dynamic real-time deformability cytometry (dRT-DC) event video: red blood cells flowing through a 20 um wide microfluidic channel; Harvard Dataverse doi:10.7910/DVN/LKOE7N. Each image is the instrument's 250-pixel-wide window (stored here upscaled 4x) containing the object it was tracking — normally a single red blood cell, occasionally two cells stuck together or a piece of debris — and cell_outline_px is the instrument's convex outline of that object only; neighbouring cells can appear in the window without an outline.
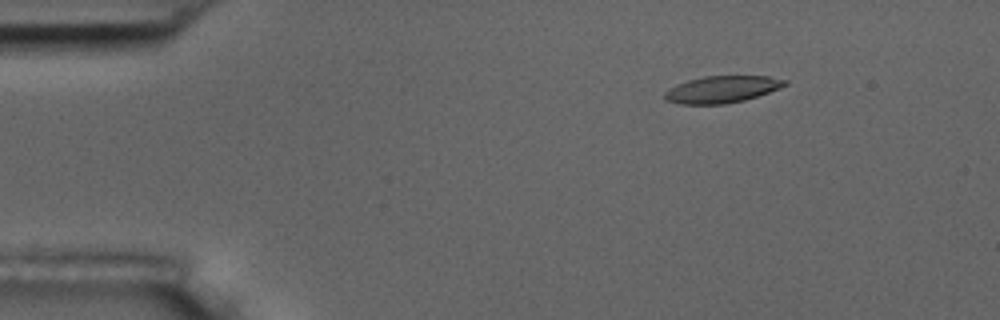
{"species": "common noctule bat (a hibernating species)", "species_latin": "Nyctalus noctula", "temperature_condition": "room temperature", "stored_images_in_passage": 10, "camera_frame_rate_fps": 3000, "um_per_image_px": 0.085, "animal": {"sex": "male", "body_mass_g": 17.5, "forearm_length_mm": 52.3}, "frame": {"image": 1, "passage_image": 2, "time_ms": 1.333, "image_size_px": [1000, 320], "cell_outline_px": [[788, 84], [780, 88], [744, 100], [724, 104], [680, 104], [664, 100], [664, 92], [668, 88], [676, 84], [688, 80], [704, 76], [768, 76], [788, 80]], "centroid_in_image_um": [61.34, 7.59], "position_along_channel_um": 23.7, "area_um2": 18.9}}
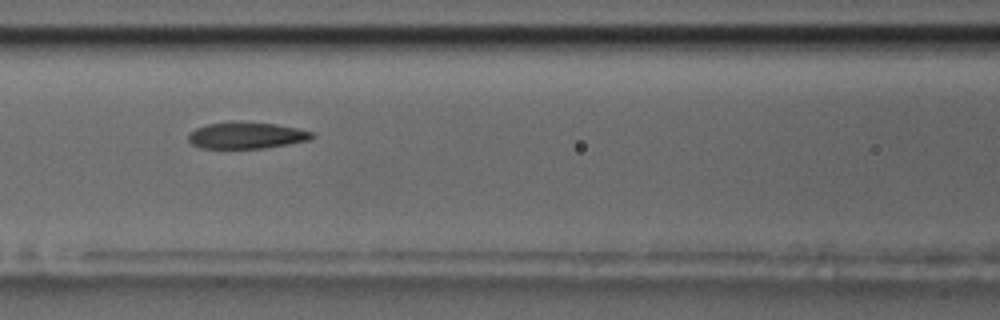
{"frame": {"image": 2, "passage_image": 7, "time_ms": 6.667, "image_size_px": [1000, 320], "cell_outline_px": [[316, 136], [308, 140], [288, 144], [264, 148], [200, 148], [192, 144], [188, 140], [188, 136], [196, 128], [208, 124], [232, 120], [240, 120], [276, 124], [296, 128], [312, 132]], "centroid_in_image_um": [20.94, 11.49], "position_along_channel_um": 145.7, "area_um2": 19.31}}
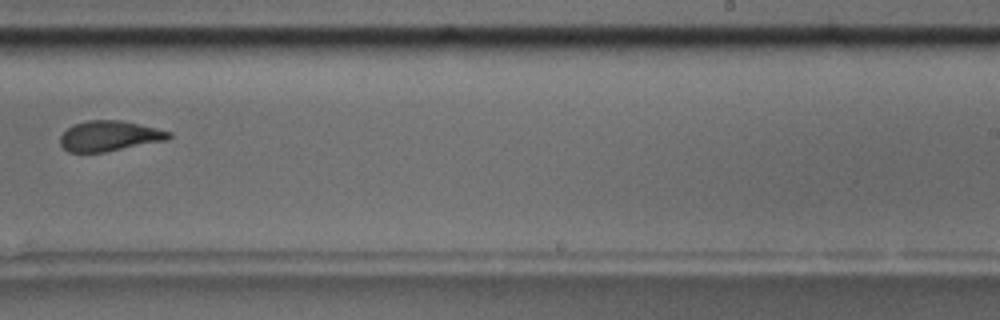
{"frame": {"image": 3, "passage_image": 10, "time_ms": 10.333, "image_size_px": [1000, 320], "cell_outline_px": [[172, 136], [168, 140], [104, 152], [68, 152], [60, 144], [60, 136], [72, 124], [88, 120], [124, 120], [172, 132]], "centroid_in_image_um": [9.31, 11.55], "position_along_channel_um": 279.7, "area_um2": 19.31}}